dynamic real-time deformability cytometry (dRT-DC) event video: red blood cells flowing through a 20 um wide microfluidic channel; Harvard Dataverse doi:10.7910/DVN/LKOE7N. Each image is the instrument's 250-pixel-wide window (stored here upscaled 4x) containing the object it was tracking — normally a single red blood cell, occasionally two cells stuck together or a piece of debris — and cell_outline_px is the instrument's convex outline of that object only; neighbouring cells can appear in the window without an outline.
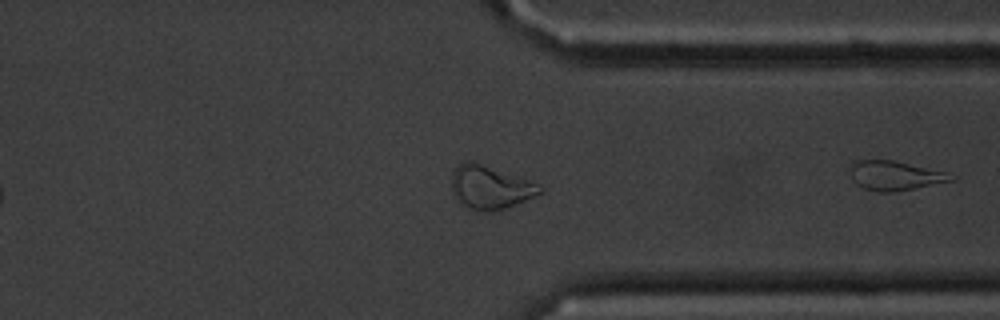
{"species": "common noctule bat (a hibernating species)", "species_latin": "Nyctalus noctula", "temperature_condition": "cold", "stored_images_in_passage": 26, "segment_of_instrument_passage": [2, 2], "camera_frame_rate_fps": 3000, "um_per_image_px": 0.085, "animal": {"sex": "male", "body_mass_g": 20.1, "forearm_length_mm": 53.5}, "frame": {"image": 1, "passage_image": 26, "time_ms": 8.333, "image_size_px": [1000, 320], "cell_outline_px": [[956, 180], [916, 188], [892, 192], [876, 192], [864, 188], [856, 184], [848, 172], [852, 160], [892, 160], [948, 172], [956, 176]], "centroid_in_image_um": [76.07, 14.92], "position_along_channel_um": 335.3, "area_um2": 17.57}}